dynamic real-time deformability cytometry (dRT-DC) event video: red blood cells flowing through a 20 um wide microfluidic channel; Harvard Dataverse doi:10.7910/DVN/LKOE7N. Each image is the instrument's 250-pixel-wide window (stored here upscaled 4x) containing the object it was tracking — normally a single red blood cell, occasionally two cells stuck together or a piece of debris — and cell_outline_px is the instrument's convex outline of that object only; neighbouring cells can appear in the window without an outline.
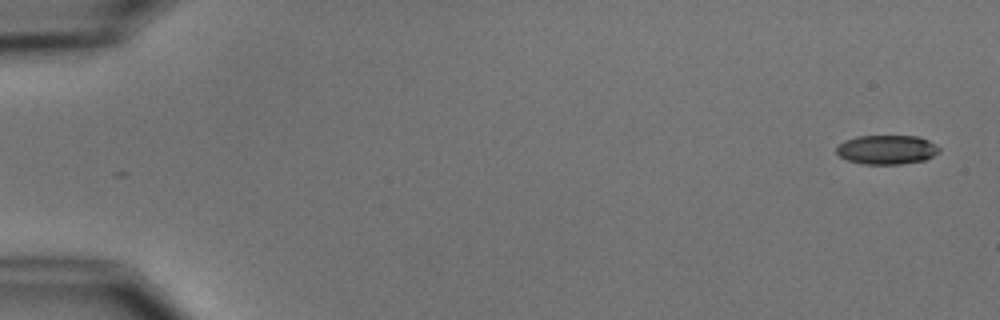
{"species": "common noctule bat (a hibernating species)", "species_latin": "Nyctalus noctula", "temperature_condition": "cold", "stored_images_in_passage": 6, "camera_frame_rate_fps": 3000, "um_per_image_px": 0.085, "animal": {"sex": "male", "body_mass_g": 15.6}, "frame": {"image": 1, "passage_image": 1, "time_ms": 0.0, "image_size_px": [1000, 320], "cell_outline_px": [[940, 152], [924, 160], [900, 164], [864, 164], [848, 160], [840, 156], [836, 152], [836, 148], [844, 140], [856, 136], [920, 136], [936, 144], [940, 148]], "centroid_in_image_um": [75.39, 12.71], "position_along_channel_um": 9.6, "area_um2": 17.51}}
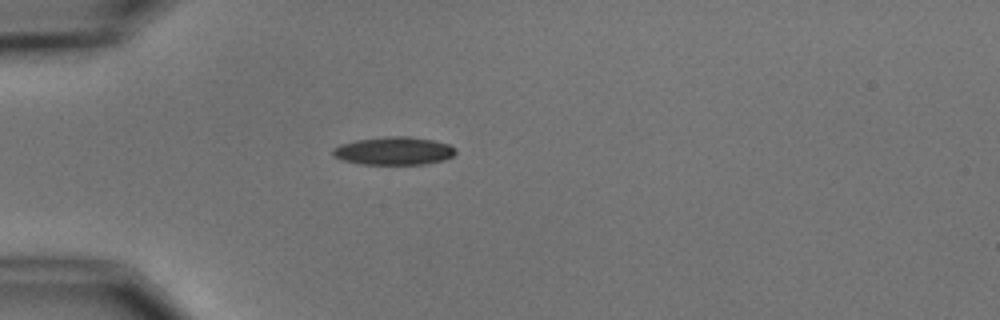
{"frame": {"image": 2, "passage_image": 5, "time_ms": 4.667, "image_size_px": [1000, 320], "cell_outline_px": [[456, 152], [452, 156], [444, 160], [424, 164], [360, 164], [340, 160], [332, 156], [332, 148], [340, 144], [356, 140], [384, 136], [408, 136], [432, 140], [448, 144], [456, 148]], "centroid_in_image_um": [33.43, 12.82], "position_along_channel_um": 51.6, "area_um2": 20.23}}